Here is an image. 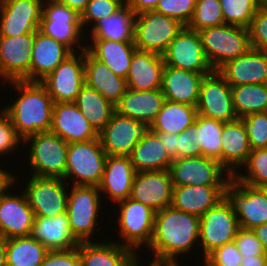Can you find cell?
<instances>
[{"mask_svg":"<svg viewBox=\"0 0 267 266\" xmlns=\"http://www.w3.org/2000/svg\"><path fill=\"white\" fill-rule=\"evenodd\" d=\"M200 218L172 206L155 213L153 234L148 248L154 259L150 264L178 265L177 256L189 254L199 244Z\"/></svg>","mask_w":267,"mask_h":266,"instance_id":"obj_1","label":"cell"},{"mask_svg":"<svg viewBox=\"0 0 267 266\" xmlns=\"http://www.w3.org/2000/svg\"><path fill=\"white\" fill-rule=\"evenodd\" d=\"M9 83L19 97L4 109L17 134L24 140L30 135L50 131L54 102L45 87L40 82L24 80Z\"/></svg>","mask_w":267,"mask_h":266,"instance_id":"obj_2","label":"cell"},{"mask_svg":"<svg viewBox=\"0 0 267 266\" xmlns=\"http://www.w3.org/2000/svg\"><path fill=\"white\" fill-rule=\"evenodd\" d=\"M204 54L213 70L247 53L252 47L248 28L223 24L198 31Z\"/></svg>","mask_w":267,"mask_h":266,"instance_id":"obj_3","label":"cell"},{"mask_svg":"<svg viewBox=\"0 0 267 266\" xmlns=\"http://www.w3.org/2000/svg\"><path fill=\"white\" fill-rule=\"evenodd\" d=\"M30 142V143H28ZM30 144L28 164L31 176L57 178L65 180L68 143L56 134L41 132L23 140Z\"/></svg>","mask_w":267,"mask_h":266,"instance_id":"obj_4","label":"cell"},{"mask_svg":"<svg viewBox=\"0 0 267 266\" xmlns=\"http://www.w3.org/2000/svg\"><path fill=\"white\" fill-rule=\"evenodd\" d=\"M106 157L100 138L68 143L65 181L73 179V185L98 186Z\"/></svg>","mask_w":267,"mask_h":266,"instance_id":"obj_5","label":"cell"},{"mask_svg":"<svg viewBox=\"0 0 267 266\" xmlns=\"http://www.w3.org/2000/svg\"><path fill=\"white\" fill-rule=\"evenodd\" d=\"M71 187L66 210L70 230L79 242H91L94 240L92 234L98 226L96 223L100 217L102 195L98 186L72 185Z\"/></svg>","mask_w":267,"mask_h":266,"instance_id":"obj_6","label":"cell"},{"mask_svg":"<svg viewBox=\"0 0 267 266\" xmlns=\"http://www.w3.org/2000/svg\"><path fill=\"white\" fill-rule=\"evenodd\" d=\"M39 31L66 45L73 53L76 51L75 47L81 49L80 51L86 49V46L81 45L84 39L81 15L55 0L43 1Z\"/></svg>","mask_w":267,"mask_h":266,"instance_id":"obj_7","label":"cell"},{"mask_svg":"<svg viewBox=\"0 0 267 266\" xmlns=\"http://www.w3.org/2000/svg\"><path fill=\"white\" fill-rule=\"evenodd\" d=\"M183 27L176 19L155 10L141 12L135 15L134 44L138 50L162 55Z\"/></svg>","mask_w":267,"mask_h":266,"instance_id":"obj_8","label":"cell"},{"mask_svg":"<svg viewBox=\"0 0 267 266\" xmlns=\"http://www.w3.org/2000/svg\"><path fill=\"white\" fill-rule=\"evenodd\" d=\"M232 205L224 197L200 217L199 247L204 259L216 248L233 242L239 229Z\"/></svg>","mask_w":267,"mask_h":266,"instance_id":"obj_9","label":"cell"},{"mask_svg":"<svg viewBox=\"0 0 267 266\" xmlns=\"http://www.w3.org/2000/svg\"><path fill=\"white\" fill-rule=\"evenodd\" d=\"M119 205L118 228L123 239L117 243L137 252L138 248L149 246L155 219V213L151 207L143 203L127 198L117 202Z\"/></svg>","mask_w":267,"mask_h":266,"instance_id":"obj_10","label":"cell"},{"mask_svg":"<svg viewBox=\"0 0 267 266\" xmlns=\"http://www.w3.org/2000/svg\"><path fill=\"white\" fill-rule=\"evenodd\" d=\"M169 172L173 186H226L232 177L218 161L204 156L173 159Z\"/></svg>","mask_w":267,"mask_h":266,"instance_id":"obj_11","label":"cell"},{"mask_svg":"<svg viewBox=\"0 0 267 266\" xmlns=\"http://www.w3.org/2000/svg\"><path fill=\"white\" fill-rule=\"evenodd\" d=\"M225 197L232 205L240 228L253 229L267 223V196L262 188L248 186L232 176L225 187Z\"/></svg>","mask_w":267,"mask_h":266,"instance_id":"obj_12","label":"cell"},{"mask_svg":"<svg viewBox=\"0 0 267 266\" xmlns=\"http://www.w3.org/2000/svg\"><path fill=\"white\" fill-rule=\"evenodd\" d=\"M24 188L27 201L35 217H56L67 210L66 181L57 178L32 176Z\"/></svg>","mask_w":267,"mask_h":266,"instance_id":"obj_13","label":"cell"},{"mask_svg":"<svg viewBox=\"0 0 267 266\" xmlns=\"http://www.w3.org/2000/svg\"><path fill=\"white\" fill-rule=\"evenodd\" d=\"M40 83L54 103L75 102L85 85L84 50L73 53Z\"/></svg>","mask_w":267,"mask_h":266,"instance_id":"obj_14","label":"cell"},{"mask_svg":"<svg viewBox=\"0 0 267 266\" xmlns=\"http://www.w3.org/2000/svg\"><path fill=\"white\" fill-rule=\"evenodd\" d=\"M150 131V125L117 112L99 132L103 150L108 156H129L135 145Z\"/></svg>","mask_w":267,"mask_h":266,"instance_id":"obj_15","label":"cell"},{"mask_svg":"<svg viewBox=\"0 0 267 266\" xmlns=\"http://www.w3.org/2000/svg\"><path fill=\"white\" fill-rule=\"evenodd\" d=\"M196 108L198 115L222 122L238 118L233 108L231 86L217 70L202 80Z\"/></svg>","mask_w":267,"mask_h":266,"instance_id":"obj_16","label":"cell"},{"mask_svg":"<svg viewBox=\"0 0 267 266\" xmlns=\"http://www.w3.org/2000/svg\"><path fill=\"white\" fill-rule=\"evenodd\" d=\"M165 66L196 73H211L198 31L184 26L162 54Z\"/></svg>","mask_w":267,"mask_h":266,"instance_id":"obj_17","label":"cell"},{"mask_svg":"<svg viewBox=\"0 0 267 266\" xmlns=\"http://www.w3.org/2000/svg\"><path fill=\"white\" fill-rule=\"evenodd\" d=\"M35 32L15 37L0 36V78L30 82Z\"/></svg>","mask_w":267,"mask_h":266,"instance_id":"obj_18","label":"cell"},{"mask_svg":"<svg viewBox=\"0 0 267 266\" xmlns=\"http://www.w3.org/2000/svg\"><path fill=\"white\" fill-rule=\"evenodd\" d=\"M42 4V0H0V36L15 37L39 30Z\"/></svg>","mask_w":267,"mask_h":266,"instance_id":"obj_19","label":"cell"},{"mask_svg":"<svg viewBox=\"0 0 267 266\" xmlns=\"http://www.w3.org/2000/svg\"><path fill=\"white\" fill-rule=\"evenodd\" d=\"M173 184L169 170L136 172L130 198L154 211L171 206Z\"/></svg>","mask_w":267,"mask_h":266,"instance_id":"obj_20","label":"cell"},{"mask_svg":"<svg viewBox=\"0 0 267 266\" xmlns=\"http://www.w3.org/2000/svg\"><path fill=\"white\" fill-rule=\"evenodd\" d=\"M10 188L11 186L0 193V236L6 239L29 236L34 222V212L25 193L19 196L10 194Z\"/></svg>","mask_w":267,"mask_h":266,"instance_id":"obj_21","label":"cell"},{"mask_svg":"<svg viewBox=\"0 0 267 266\" xmlns=\"http://www.w3.org/2000/svg\"><path fill=\"white\" fill-rule=\"evenodd\" d=\"M50 132L67 143L99 138V133L81 113L75 102L54 103Z\"/></svg>","mask_w":267,"mask_h":266,"instance_id":"obj_22","label":"cell"},{"mask_svg":"<svg viewBox=\"0 0 267 266\" xmlns=\"http://www.w3.org/2000/svg\"><path fill=\"white\" fill-rule=\"evenodd\" d=\"M230 86L267 84V51L251 48L217 70Z\"/></svg>","mask_w":267,"mask_h":266,"instance_id":"obj_23","label":"cell"},{"mask_svg":"<svg viewBox=\"0 0 267 266\" xmlns=\"http://www.w3.org/2000/svg\"><path fill=\"white\" fill-rule=\"evenodd\" d=\"M137 252L119 243L80 242V266H138L141 260Z\"/></svg>","mask_w":267,"mask_h":266,"instance_id":"obj_24","label":"cell"},{"mask_svg":"<svg viewBox=\"0 0 267 266\" xmlns=\"http://www.w3.org/2000/svg\"><path fill=\"white\" fill-rule=\"evenodd\" d=\"M164 68L161 54L136 49L126 77L127 88L136 91L160 89Z\"/></svg>","mask_w":267,"mask_h":266,"instance_id":"obj_25","label":"cell"},{"mask_svg":"<svg viewBox=\"0 0 267 266\" xmlns=\"http://www.w3.org/2000/svg\"><path fill=\"white\" fill-rule=\"evenodd\" d=\"M210 73H196L165 66L161 90L165 99L190 106H196L202 80Z\"/></svg>","mask_w":267,"mask_h":266,"instance_id":"obj_26","label":"cell"},{"mask_svg":"<svg viewBox=\"0 0 267 266\" xmlns=\"http://www.w3.org/2000/svg\"><path fill=\"white\" fill-rule=\"evenodd\" d=\"M73 52L52 37L35 32L30 67V82H40Z\"/></svg>","mask_w":267,"mask_h":266,"instance_id":"obj_27","label":"cell"},{"mask_svg":"<svg viewBox=\"0 0 267 266\" xmlns=\"http://www.w3.org/2000/svg\"><path fill=\"white\" fill-rule=\"evenodd\" d=\"M135 174L129 156L107 155L105 169L98 185L101 195L108 194V198L114 203L130 198Z\"/></svg>","mask_w":267,"mask_h":266,"instance_id":"obj_28","label":"cell"},{"mask_svg":"<svg viewBox=\"0 0 267 266\" xmlns=\"http://www.w3.org/2000/svg\"><path fill=\"white\" fill-rule=\"evenodd\" d=\"M165 100L161 88L142 91L127 88L125 94L115 105V112L151 125L162 109Z\"/></svg>","mask_w":267,"mask_h":266,"instance_id":"obj_29","label":"cell"},{"mask_svg":"<svg viewBox=\"0 0 267 266\" xmlns=\"http://www.w3.org/2000/svg\"><path fill=\"white\" fill-rule=\"evenodd\" d=\"M226 186H173L171 206L199 218L225 197Z\"/></svg>","mask_w":267,"mask_h":266,"instance_id":"obj_30","label":"cell"},{"mask_svg":"<svg viewBox=\"0 0 267 266\" xmlns=\"http://www.w3.org/2000/svg\"><path fill=\"white\" fill-rule=\"evenodd\" d=\"M41 242L48 251L70 250L80 243L70 230L69 218L66 213L56 217H34L30 234Z\"/></svg>","mask_w":267,"mask_h":266,"instance_id":"obj_31","label":"cell"},{"mask_svg":"<svg viewBox=\"0 0 267 266\" xmlns=\"http://www.w3.org/2000/svg\"><path fill=\"white\" fill-rule=\"evenodd\" d=\"M221 142V165L234 176L252 151L241 118L224 122Z\"/></svg>","mask_w":267,"mask_h":266,"instance_id":"obj_32","label":"cell"},{"mask_svg":"<svg viewBox=\"0 0 267 266\" xmlns=\"http://www.w3.org/2000/svg\"><path fill=\"white\" fill-rule=\"evenodd\" d=\"M85 84L103 95L114 106L127 90L126 79L115 75L105 63L84 49Z\"/></svg>","mask_w":267,"mask_h":266,"instance_id":"obj_33","label":"cell"},{"mask_svg":"<svg viewBox=\"0 0 267 266\" xmlns=\"http://www.w3.org/2000/svg\"><path fill=\"white\" fill-rule=\"evenodd\" d=\"M86 50L117 76L126 79L131 60L137 49L134 42L111 41L107 39H90Z\"/></svg>","mask_w":267,"mask_h":266,"instance_id":"obj_34","label":"cell"},{"mask_svg":"<svg viewBox=\"0 0 267 266\" xmlns=\"http://www.w3.org/2000/svg\"><path fill=\"white\" fill-rule=\"evenodd\" d=\"M129 158L136 172L169 170L173 161L152 130L135 145Z\"/></svg>","mask_w":267,"mask_h":266,"instance_id":"obj_35","label":"cell"},{"mask_svg":"<svg viewBox=\"0 0 267 266\" xmlns=\"http://www.w3.org/2000/svg\"><path fill=\"white\" fill-rule=\"evenodd\" d=\"M135 14L123 6L111 16L102 18L91 28V39H107L120 42H134Z\"/></svg>","mask_w":267,"mask_h":266,"instance_id":"obj_36","label":"cell"},{"mask_svg":"<svg viewBox=\"0 0 267 266\" xmlns=\"http://www.w3.org/2000/svg\"><path fill=\"white\" fill-rule=\"evenodd\" d=\"M197 115L196 106L165 100L150 130L180 134L195 121Z\"/></svg>","mask_w":267,"mask_h":266,"instance_id":"obj_37","label":"cell"},{"mask_svg":"<svg viewBox=\"0 0 267 266\" xmlns=\"http://www.w3.org/2000/svg\"><path fill=\"white\" fill-rule=\"evenodd\" d=\"M75 103L98 133L110 121L115 112V106L111 102L86 84L80 90Z\"/></svg>","mask_w":267,"mask_h":266,"instance_id":"obj_38","label":"cell"},{"mask_svg":"<svg viewBox=\"0 0 267 266\" xmlns=\"http://www.w3.org/2000/svg\"><path fill=\"white\" fill-rule=\"evenodd\" d=\"M47 248L31 235L7 239V266H40Z\"/></svg>","mask_w":267,"mask_h":266,"instance_id":"obj_39","label":"cell"},{"mask_svg":"<svg viewBox=\"0 0 267 266\" xmlns=\"http://www.w3.org/2000/svg\"><path fill=\"white\" fill-rule=\"evenodd\" d=\"M233 108L238 118L267 112V84L231 86Z\"/></svg>","mask_w":267,"mask_h":266,"instance_id":"obj_40","label":"cell"},{"mask_svg":"<svg viewBox=\"0 0 267 266\" xmlns=\"http://www.w3.org/2000/svg\"><path fill=\"white\" fill-rule=\"evenodd\" d=\"M224 122L198 115L197 145L201 156L221 164V136Z\"/></svg>","mask_w":267,"mask_h":266,"instance_id":"obj_41","label":"cell"},{"mask_svg":"<svg viewBox=\"0 0 267 266\" xmlns=\"http://www.w3.org/2000/svg\"><path fill=\"white\" fill-rule=\"evenodd\" d=\"M243 166L247 175L241 171L234 175L239 182L251 187L267 186V148L252 150Z\"/></svg>","mask_w":267,"mask_h":266,"instance_id":"obj_42","label":"cell"},{"mask_svg":"<svg viewBox=\"0 0 267 266\" xmlns=\"http://www.w3.org/2000/svg\"><path fill=\"white\" fill-rule=\"evenodd\" d=\"M225 24L248 28L261 6L260 0H219Z\"/></svg>","mask_w":267,"mask_h":266,"instance_id":"obj_43","label":"cell"},{"mask_svg":"<svg viewBox=\"0 0 267 266\" xmlns=\"http://www.w3.org/2000/svg\"><path fill=\"white\" fill-rule=\"evenodd\" d=\"M225 24L219 0H196L193 17L187 27L194 31Z\"/></svg>","mask_w":267,"mask_h":266,"instance_id":"obj_44","label":"cell"},{"mask_svg":"<svg viewBox=\"0 0 267 266\" xmlns=\"http://www.w3.org/2000/svg\"><path fill=\"white\" fill-rule=\"evenodd\" d=\"M241 122L251 150L267 148V112L249 114L241 118Z\"/></svg>","mask_w":267,"mask_h":266,"instance_id":"obj_45","label":"cell"},{"mask_svg":"<svg viewBox=\"0 0 267 266\" xmlns=\"http://www.w3.org/2000/svg\"><path fill=\"white\" fill-rule=\"evenodd\" d=\"M195 5L196 0H159L154 10L187 26L193 17Z\"/></svg>","mask_w":267,"mask_h":266,"instance_id":"obj_46","label":"cell"},{"mask_svg":"<svg viewBox=\"0 0 267 266\" xmlns=\"http://www.w3.org/2000/svg\"><path fill=\"white\" fill-rule=\"evenodd\" d=\"M124 5L118 0H90L85 10L81 13L82 28H86L87 24L95 25L102 18L113 15L119 11ZM91 22V23H90Z\"/></svg>","mask_w":267,"mask_h":266,"instance_id":"obj_47","label":"cell"},{"mask_svg":"<svg viewBox=\"0 0 267 266\" xmlns=\"http://www.w3.org/2000/svg\"><path fill=\"white\" fill-rule=\"evenodd\" d=\"M202 260L203 266H241L242 254L233 241L216 248Z\"/></svg>","mask_w":267,"mask_h":266,"instance_id":"obj_48","label":"cell"},{"mask_svg":"<svg viewBox=\"0 0 267 266\" xmlns=\"http://www.w3.org/2000/svg\"><path fill=\"white\" fill-rule=\"evenodd\" d=\"M198 115L195 121L183 130L177 137V159L184 157L201 156V150L197 145Z\"/></svg>","mask_w":267,"mask_h":266,"instance_id":"obj_49","label":"cell"},{"mask_svg":"<svg viewBox=\"0 0 267 266\" xmlns=\"http://www.w3.org/2000/svg\"><path fill=\"white\" fill-rule=\"evenodd\" d=\"M251 47L267 51V10L261 6L248 27Z\"/></svg>","mask_w":267,"mask_h":266,"instance_id":"obj_50","label":"cell"},{"mask_svg":"<svg viewBox=\"0 0 267 266\" xmlns=\"http://www.w3.org/2000/svg\"><path fill=\"white\" fill-rule=\"evenodd\" d=\"M0 111V156L7 155L18 148L23 139L12 126L9 115L5 109Z\"/></svg>","mask_w":267,"mask_h":266,"instance_id":"obj_51","label":"cell"},{"mask_svg":"<svg viewBox=\"0 0 267 266\" xmlns=\"http://www.w3.org/2000/svg\"><path fill=\"white\" fill-rule=\"evenodd\" d=\"M234 242L242 256L267 255L252 229L239 228Z\"/></svg>","mask_w":267,"mask_h":266,"instance_id":"obj_52","label":"cell"},{"mask_svg":"<svg viewBox=\"0 0 267 266\" xmlns=\"http://www.w3.org/2000/svg\"><path fill=\"white\" fill-rule=\"evenodd\" d=\"M40 266H80L79 244L70 250L48 251Z\"/></svg>","mask_w":267,"mask_h":266,"instance_id":"obj_53","label":"cell"},{"mask_svg":"<svg viewBox=\"0 0 267 266\" xmlns=\"http://www.w3.org/2000/svg\"><path fill=\"white\" fill-rule=\"evenodd\" d=\"M162 145L167 150L172 159H177V137L178 134L168 132H155Z\"/></svg>","mask_w":267,"mask_h":266,"instance_id":"obj_54","label":"cell"},{"mask_svg":"<svg viewBox=\"0 0 267 266\" xmlns=\"http://www.w3.org/2000/svg\"><path fill=\"white\" fill-rule=\"evenodd\" d=\"M159 0H130L128 7L135 15L149 10H154Z\"/></svg>","mask_w":267,"mask_h":266,"instance_id":"obj_55","label":"cell"},{"mask_svg":"<svg viewBox=\"0 0 267 266\" xmlns=\"http://www.w3.org/2000/svg\"><path fill=\"white\" fill-rule=\"evenodd\" d=\"M12 172H8L7 170H3V168L0 167V193L4 192L9 188L10 186H14L16 182V175L14 177Z\"/></svg>","mask_w":267,"mask_h":266,"instance_id":"obj_56","label":"cell"},{"mask_svg":"<svg viewBox=\"0 0 267 266\" xmlns=\"http://www.w3.org/2000/svg\"><path fill=\"white\" fill-rule=\"evenodd\" d=\"M241 266H267V255L242 256Z\"/></svg>","mask_w":267,"mask_h":266,"instance_id":"obj_57","label":"cell"},{"mask_svg":"<svg viewBox=\"0 0 267 266\" xmlns=\"http://www.w3.org/2000/svg\"><path fill=\"white\" fill-rule=\"evenodd\" d=\"M59 3L65 4L71 9L77 11L80 15L85 10L87 3L90 0H55Z\"/></svg>","mask_w":267,"mask_h":266,"instance_id":"obj_58","label":"cell"},{"mask_svg":"<svg viewBox=\"0 0 267 266\" xmlns=\"http://www.w3.org/2000/svg\"><path fill=\"white\" fill-rule=\"evenodd\" d=\"M252 231L262 243L264 250L267 253V223L254 227Z\"/></svg>","mask_w":267,"mask_h":266,"instance_id":"obj_59","label":"cell"},{"mask_svg":"<svg viewBox=\"0 0 267 266\" xmlns=\"http://www.w3.org/2000/svg\"><path fill=\"white\" fill-rule=\"evenodd\" d=\"M7 239L0 236V266H6Z\"/></svg>","mask_w":267,"mask_h":266,"instance_id":"obj_60","label":"cell"},{"mask_svg":"<svg viewBox=\"0 0 267 266\" xmlns=\"http://www.w3.org/2000/svg\"><path fill=\"white\" fill-rule=\"evenodd\" d=\"M261 7L265 10H267V0H260Z\"/></svg>","mask_w":267,"mask_h":266,"instance_id":"obj_61","label":"cell"},{"mask_svg":"<svg viewBox=\"0 0 267 266\" xmlns=\"http://www.w3.org/2000/svg\"><path fill=\"white\" fill-rule=\"evenodd\" d=\"M122 5L128 6L130 3V0H118Z\"/></svg>","mask_w":267,"mask_h":266,"instance_id":"obj_62","label":"cell"},{"mask_svg":"<svg viewBox=\"0 0 267 266\" xmlns=\"http://www.w3.org/2000/svg\"><path fill=\"white\" fill-rule=\"evenodd\" d=\"M262 189L266 192V196H267V186L262 187Z\"/></svg>","mask_w":267,"mask_h":266,"instance_id":"obj_63","label":"cell"},{"mask_svg":"<svg viewBox=\"0 0 267 266\" xmlns=\"http://www.w3.org/2000/svg\"><path fill=\"white\" fill-rule=\"evenodd\" d=\"M157 266H180V264L179 265H157Z\"/></svg>","mask_w":267,"mask_h":266,"instance_id":"obj_64","label":"cell"},{"mask_svg":"<svg viewBox=\"0 0 267 266\" xmlns=\"http://www.w3.org/2000/svg\"><path fill=\"white\" fill-rule=\"evenodd\" d=\"M138 266H141L140 264H138ZM149 266H157V265H155V264H149Z\"/></svg>","mask_w":267,"mask_h":266,"instance_id":"obj_65","label":"cell"}]
</instances>
